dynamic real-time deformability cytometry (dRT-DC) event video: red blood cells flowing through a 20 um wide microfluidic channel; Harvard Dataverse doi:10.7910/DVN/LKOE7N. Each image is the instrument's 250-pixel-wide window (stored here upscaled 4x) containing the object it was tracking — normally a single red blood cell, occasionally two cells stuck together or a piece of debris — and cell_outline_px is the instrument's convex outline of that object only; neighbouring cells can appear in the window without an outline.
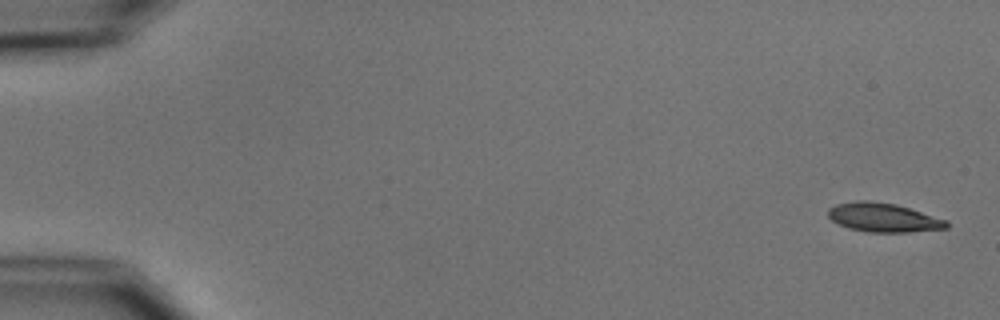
{"species": "common noctule bat (a hibernating species)", "species_latin": "Nyctalus noctula", "temperature_condition": "cold", "stored_images_in_passage": 5, "camera_frame_rate_fps": 3000, "um_per_image_px": 0.085, "animal": {"sex": "male", "body_mass_g": 15.6}, "frame": {"image": 1, "passage_image": 1, "time_ms": 0.0, "image_size_px": [1000, 320], "cell_outline_px": [[948, 228], [908, 232], [868, 232], [848, 228], [832, 220], [828, 216], [828, 208], [836, 204], [856, 200], [872, 200], [896, 204], [948, 220]], "centroid_in_image_um": [75.08, 18.48], "position_along_channel_um": 9.9, "area_um2": 20.06}}
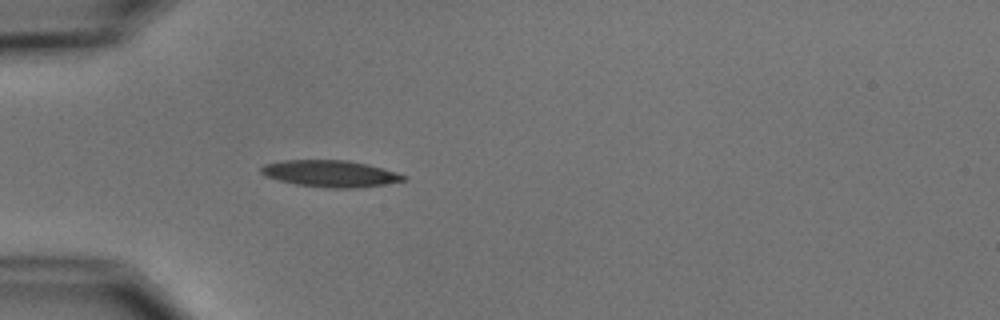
{"frame": {"image": 2, "passage_image": 5, "time_ms": 5.0, "image_size_px": [1000, 320], "cell_outline_px": [[408, 180], [360, 188], [324, 188], [296, 184], [264, 176], [260, 172], [260, 168], [264, 164], [284, 160], [348, 160], [368, 164], [396, 172], [408, 176]], "centroid_in_image_um": [28.1, 14.76], "position_along_channel_um": 56.9, "area_um2": 22.31}}